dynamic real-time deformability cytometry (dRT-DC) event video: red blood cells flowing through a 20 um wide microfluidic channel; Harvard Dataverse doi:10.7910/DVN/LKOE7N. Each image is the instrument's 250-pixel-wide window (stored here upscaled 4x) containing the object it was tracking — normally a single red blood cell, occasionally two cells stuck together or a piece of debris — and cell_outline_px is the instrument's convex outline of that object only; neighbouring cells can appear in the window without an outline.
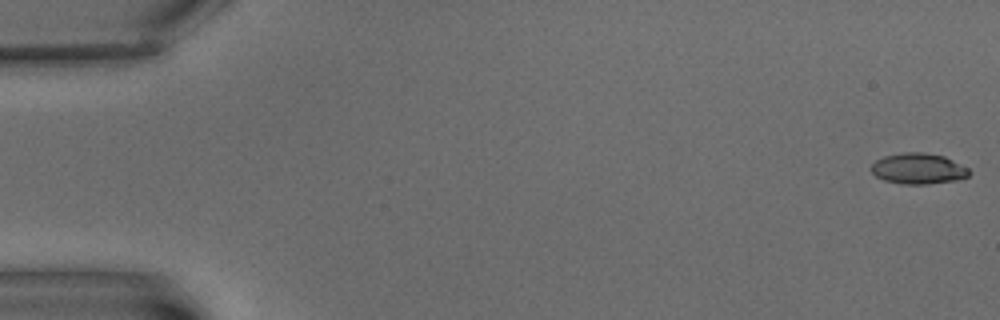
{"species": "common noctule bat (a hibernating species)", "species_latin": "Nyctalus noctula", "temperature_condition": "warm", "stored_images_in_passage": 5, "camera_frame_rate_fps": 3000, "um_per_image_px": 0.085, "animal": {"sex": "male", "body_mass_g": 15.6}, "frame": {"image": 1, "passage_image": 1, "time_ms": 0.0, "image_size_px": [1000, 320], "cell_outline_px": [[972, 172], [968, 176], [956, 180], [928, 184], [900, 184], [884, 180], [876, 176], [868, 168], [876, 160], [884, 156], [904, 152], [924, 152], [944, 156], [968, 168]], "centroid_in_image_um": [78.04, 14.33], "position_along_channel_um": 7.0, "area_um2": 17.69}}
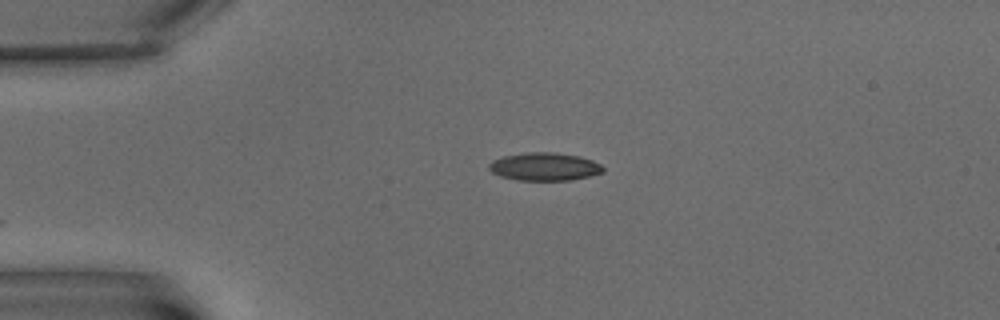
{"frame": {"image": 2, "passage_image": 5, "time_ms": 5.0, "image_size_px": [1000, 320], "cell_outline_px": [[604, 172], [572, 180], [516, 180], [500, 176], [492, 172], [488, 168], [488, 164], [492, 160], [504, 156], [524, 152], [556, 152], [580, 156], [592, 160], [600, 164], [604, 168]], "centroid_in_image_um": [46.27, 14.16], "position_along_channel_um": 38.7, "area_um2": 18.73}}